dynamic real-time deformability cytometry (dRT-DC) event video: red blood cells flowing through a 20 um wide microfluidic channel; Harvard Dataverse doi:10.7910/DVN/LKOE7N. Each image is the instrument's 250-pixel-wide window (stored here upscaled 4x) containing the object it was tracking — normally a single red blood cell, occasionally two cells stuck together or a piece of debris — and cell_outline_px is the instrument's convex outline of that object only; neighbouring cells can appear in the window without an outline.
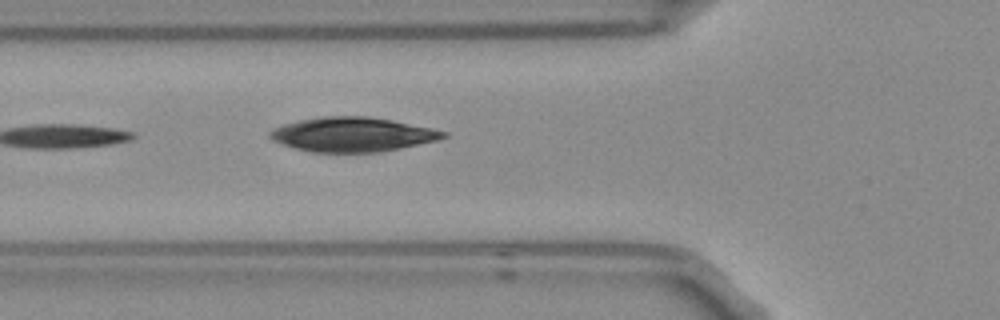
{"species": "Egyptian fruit bat (a non-hibernating species)", "species_latin": "Rousettus aegyptiacus", "temperature_condition": "room temperature", "stored_images_in_passage": 5, "camera_frame_rate_fps": 3000, "um_per_image_px": 0.085, "frame": {"image": 1, "passage_image": 5, "time_ms": 1.333, "image_size_px": [1000, 320], "cell_outline_px": [[448, 136], [436, 140], [376, 152], [312, 152], [296, 148], [272, 140], [268, 136], [268, 132], [272, 128], [284, 124], [300, 120], [324, 116], [368, 116], [392, 120], [432, 128], [448, 132]], "centroid_in_image_um": [29.92, 11.41], "position_along_channel_um": 95.9, "area_um2": 34.39}}